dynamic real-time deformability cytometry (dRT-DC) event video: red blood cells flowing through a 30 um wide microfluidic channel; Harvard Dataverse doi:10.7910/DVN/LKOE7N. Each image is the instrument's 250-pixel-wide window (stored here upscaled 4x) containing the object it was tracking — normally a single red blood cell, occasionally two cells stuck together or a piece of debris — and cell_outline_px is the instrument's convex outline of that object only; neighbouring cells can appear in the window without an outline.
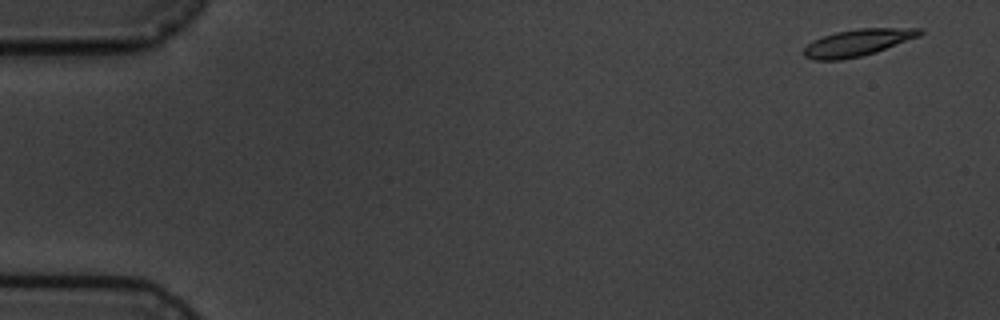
{"species": "common noctule bat (a hibernating species)", "species_latin": "Nyctalus noctula", "temperature_condition": "cold", "stored_images_in_passage": 6, "segment_of_instrument_passage": [1, 2], "camera_frame_rate_fps": 3000, "um_per_image_px": 0.085, "animal": {"sex": "male", "body_mass_g": 19.5, "forearm_length_mm": 54.6}, "frame": {"image": 1, "passage_image": 1, "time_ms": 0.0, "image_size_px": [1000, 320], "cell_outline_px": [[924, 32], [920, 36], [876, 52], [860, 56], [840, 60], [816, 60], [804, 56], [804, 48], [812, 40], [836, 32], [860, 28], [924, 28]], "centroid_in_image_um": [72.93, 3.61], "position_along_channel_um": 12.1, "area_um2": 18.09}}
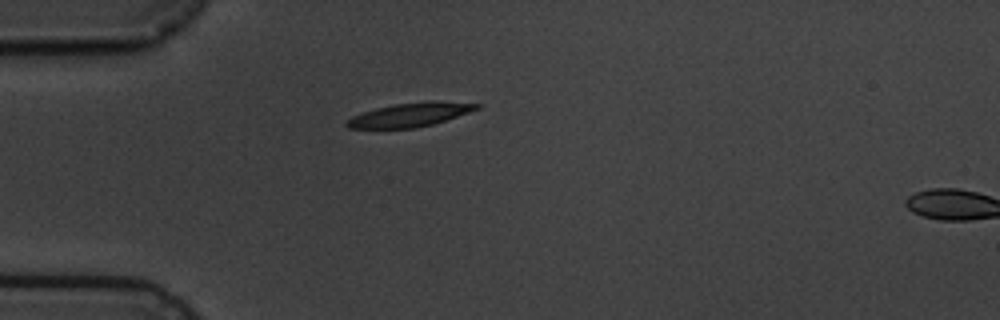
{"frame": {"image": 2, "passage_image": 5, "time_ms": 4.333, "image_size_px": [1000, 320], "cell_outline_px": [[480, 108], [432, 124], [416, 128], [348, 128], [344, 124], [352, 116], [376, 108], [396, 104], [428, 100], [436, 100], [480, 104]], "centroid_in_image_um": [34.85, 9.74], "position_along_channel_um": 50.2, "area_um2": 17.86}}